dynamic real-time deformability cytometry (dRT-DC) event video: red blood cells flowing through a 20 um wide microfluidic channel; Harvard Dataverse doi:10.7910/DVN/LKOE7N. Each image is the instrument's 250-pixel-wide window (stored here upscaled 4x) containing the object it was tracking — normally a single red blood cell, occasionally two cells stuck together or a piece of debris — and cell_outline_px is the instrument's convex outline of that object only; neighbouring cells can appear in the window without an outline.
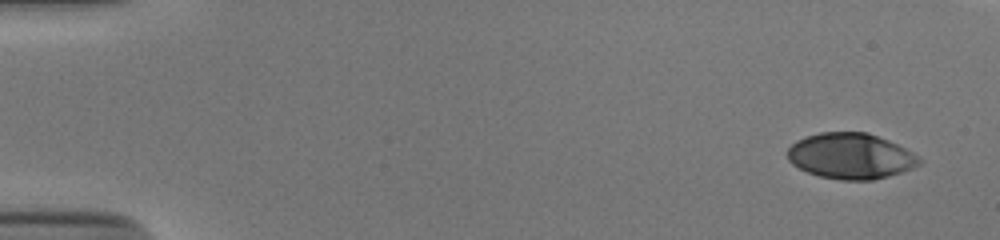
{"species": "human", "species_latin": "Homo sapiens", "temperature_condition": "cold", "stored_images_in_passage": 47, "camera_frame_rate_fps": 3000, "um_per_image_px": 0.085, "donor": {"sex": "male"}, "frame": {"image": 1, "passage_image": 1, "time_ms": 0.0, "image_size_px": [1000, 240], "cell_outline_px": [[920, 164], [912, 168], [888, 176], [872, 180], [840, 180], [820, 176], [808, 172], [792, 164], [788, 160], [788, 148], [796, 140], [804, 136], [820, 132], [868, 132], [888, 140], [920, 156]], "centroid_in_image_um": [72.29, 13.25], "position_along_channel_um": 12.7, "area_um2": 35.08}}
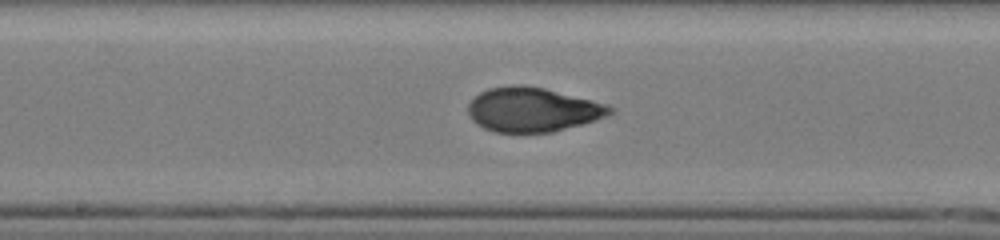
{"frame": {"image": 2, "passage_image": 27, "time_ms": 8.667, "image_size_px": [1000, 240], "cell_outline_px": [[616, 108], [608, 116], [596, 120], [552, 132], [496, 132], [484, 128], [476, 124], [472, 120], [468, 112], [468, 104], [480, 92], [488, 88], [508, 84], [520, 84], [544, 88], [608, 104]], "centroid_in_image_um": [45.28, 9.31], "position_along_channel_um": 202.9, "area_um2": 36.76}}
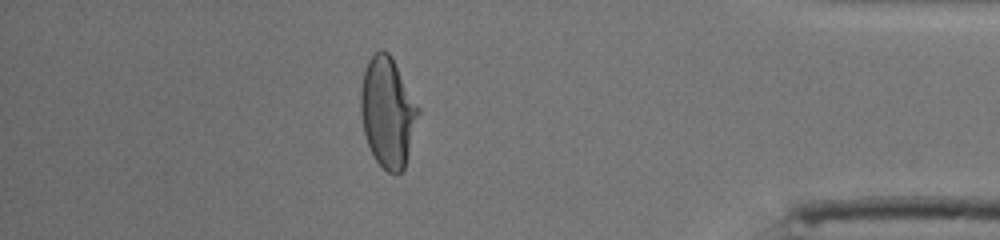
{"frame": {"image": 3, "passage_image": 45, "time_ms": 14.667, "image_size_px": [1000, 240], "cell_outline_px": [[420, 112], [404, 168], [396, 176], [388, 172], [376, 160], [368, 144], [364, 132], [360, 112], [360, 88], [364, 68], [368, 60], [376, 52], [388, 52], [392, 56], [420, 108]], "centroid_in_image_um": [32.95, 9.52], "position_along_channel_um": 402.2, "area_um2": 36.88}}